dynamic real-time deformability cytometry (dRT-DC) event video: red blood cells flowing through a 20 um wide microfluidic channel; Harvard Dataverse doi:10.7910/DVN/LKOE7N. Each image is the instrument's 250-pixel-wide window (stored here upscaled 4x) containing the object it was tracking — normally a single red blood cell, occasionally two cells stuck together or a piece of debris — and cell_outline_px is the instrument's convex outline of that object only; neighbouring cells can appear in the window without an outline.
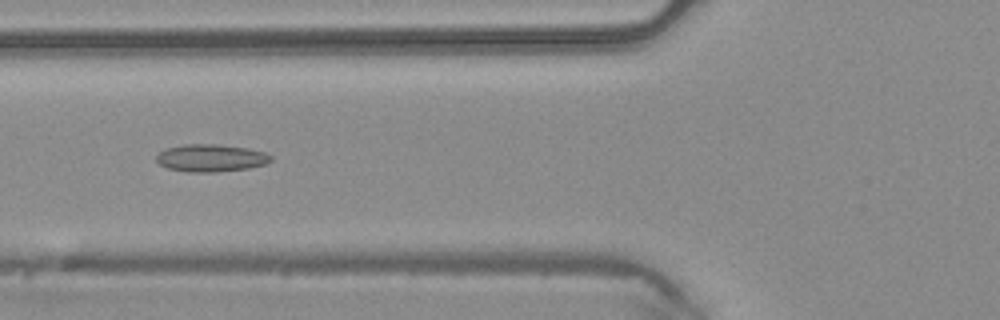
{"species": "common noctule bat (a hibernating species)", "species_latin": "Nyctalus noctula", "temperature_condition": "warm", "stored_images_in_passage": 3, "camera_frame_rate_fps": 3000, "um_per_image_px": 0.085, "animal": {"sex": "male", "body_mass_g": 20.4}, "frame": {"image": 1, "passage_image": 3, "time_ms": 0.667, "image_size_px": [1000, 320], "cell_outline_px": [[272, 160], [264, 164], [248, 168], [216, 172], [188, 172], [168, 168], [160, 164], [156, 160], [156, 156], [160, 152], [168, 148], [184, 144], [216, 144], [248, 148], [264, 152], [272, 156]], "centroid_in_image_um": [17.93, 13.43], "position_along_channel_um": 107.9, "area_um2": 18.21}}